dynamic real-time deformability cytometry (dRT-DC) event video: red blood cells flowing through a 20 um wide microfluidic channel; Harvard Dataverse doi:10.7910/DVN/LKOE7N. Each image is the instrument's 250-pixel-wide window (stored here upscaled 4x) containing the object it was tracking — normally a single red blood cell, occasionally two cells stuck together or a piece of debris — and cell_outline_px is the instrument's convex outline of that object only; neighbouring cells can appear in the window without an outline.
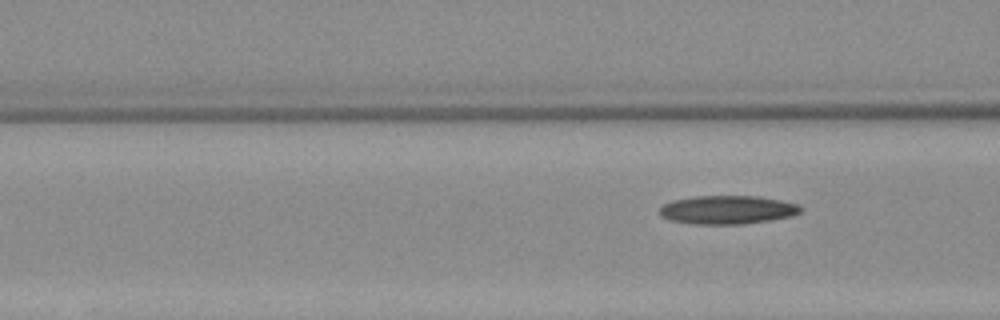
{"species": "Egyptian fruit bat (a non-hibernating species)", "species_latin": "Rousettus aegyptiacus", "temperature_condition": "warm", "stored_images_in_passage": 5, "camera_frame_rate_fps": 3000, "um_per_image_px": 0.085, "animal": {"sex": "female"}, "frame": {"image": 1, "passage_image": 5, "time_ms": 5.333, "image_size_px": [1000, 320], "cell_outline_px": [[800, 212], [792, 216], [744, 224], [696, 224], [672, 220], [660, 216], [660, 208], [664, 204], [672, 200], [696, 196], [756, 196], [780, 200], [796, 204], [800, 208]], "centroid_in_image_um": [61.8, 17.83], "position_along_channel_um": 104.8, "area_um2": 23.18}}